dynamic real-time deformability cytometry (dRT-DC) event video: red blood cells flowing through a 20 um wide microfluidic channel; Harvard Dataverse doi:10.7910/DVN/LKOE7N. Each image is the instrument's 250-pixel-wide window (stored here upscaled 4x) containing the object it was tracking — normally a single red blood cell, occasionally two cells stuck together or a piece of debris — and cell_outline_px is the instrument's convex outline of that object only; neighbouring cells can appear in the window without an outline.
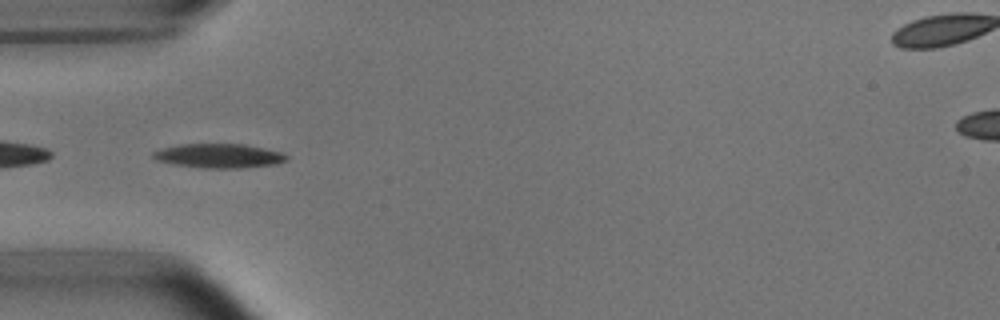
{"species": "common noctule bat (a hibernating species)", "species_latin": "Nyctalus noctula", "temperature_condition": "room temperature", "stored_images_in_passage": 37, "camera_frame_rate_fps": 3000, "um_per_image_px": 0.085, "animal": {"sex": "male", "body_mass_g": 15.6}, "frame": {"image": 1, "passage_image": 1, "time_ms": 0.0, "image_size_px": [1000, 320], "cell_outline_px": [[288, 160], [276, 164], [240, 168], [204, 168], [172, 164], [156, 160], [152, 156], [152, 152], [164, 148], [180, 144], [244, 144], [264, 148], [280, 152], [288, 156]], "centroid_in_image_um": [18.61, 13.25], "position_along_channel_um": 66.4, "area_um2": 18.79}}
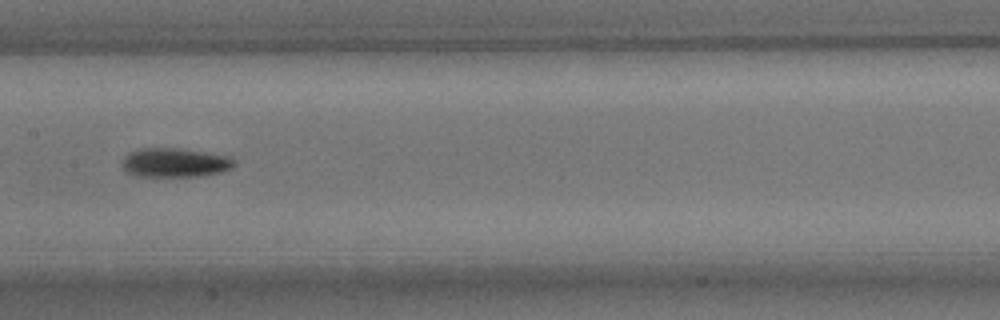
{"frame": {"image": 2, "passage_image": 11, "time_ms": 3.333, "image_size_px": [1000, 320], "cell_outline_px": [[236, 164], [232, 168], [220, 172], [200, 176], [140, 176], [128, 172], [124, 168], [124, 156], [128, 152], [140, 148], [180, 148], [228, 156], [236, 160]], "centroid_in_image_um": [14.9, 13.81], "position_along_channel_um": 192.5, "area_um2": 18.9}}
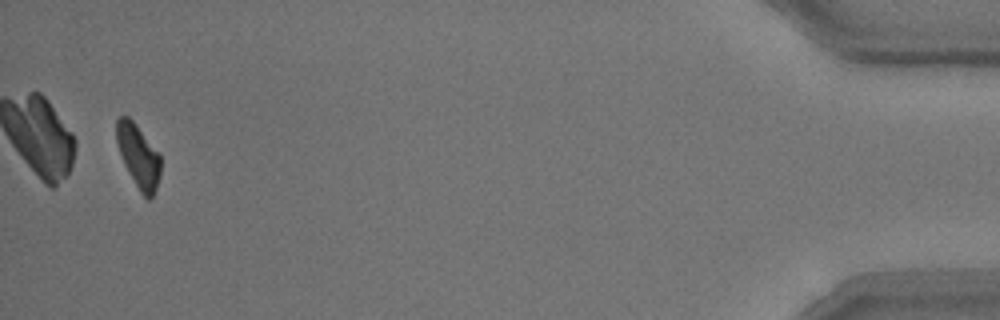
{"frame": {"image": 3, "passage_image": 36, "time_ms": 11.667, "image_size_px": [1000, 320], "cell_outline_px": [[160, 176], [156, 188], [152, 196], [148, 200], [140, 192], [124, 164], [116, 140], [116, 120], [120, 116], [128, 116], [132, 120], [160, 156]], "centroid_in_image_um": [11.75, 13.27], "position_along_channel_um": 423.5, "area_um2": 15.78}, "authors_computed_cell_mechanics": {"area_um2": 17.629, "velocity_mm_per_s": 3.7685, "shape_relaxation_time_tau1_ms": 2.6195, "shape_relaxation_time_tau2_ms": null, "deformation_change_tau1": 0.1233, "deformation_change_tau2": null}}